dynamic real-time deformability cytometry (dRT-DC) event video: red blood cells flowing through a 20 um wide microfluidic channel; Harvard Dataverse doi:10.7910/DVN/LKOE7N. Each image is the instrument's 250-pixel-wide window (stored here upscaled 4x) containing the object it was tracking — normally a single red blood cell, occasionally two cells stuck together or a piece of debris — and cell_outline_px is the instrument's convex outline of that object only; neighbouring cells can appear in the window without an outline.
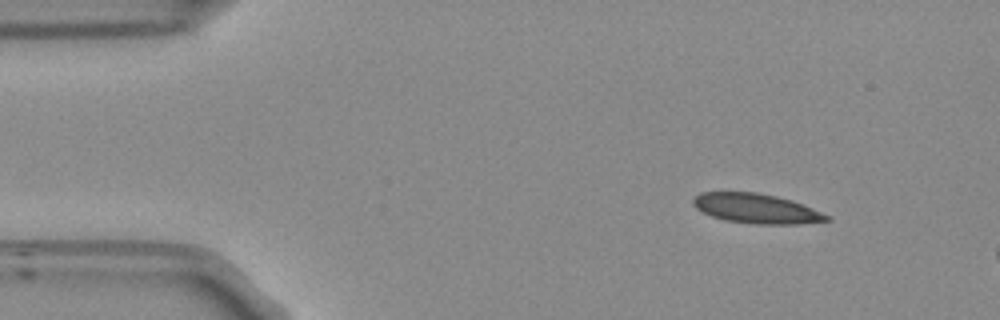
{"species": "Egyptian fruit bat (a non-hibernating species)", "species_latin": "Rousettus aegyptiacus", "temperature_condition": "room temperature", "stored_images_in_passage": 47, "camera_frame_rate_fps": 3000, "um_per_image_px": 0.085, "frame": {"image": 1, "passage_image": 1, "time_ms": 0.0, "image_size_px": [1000, 320], "cell_outline_px": [[832, 220], [800, 224], [756, 224], [724, 220], [712, 216], [696, 208], [692, 204], [692, 200], [700, 192], [756, 192], [776, 196], [792, 200], [812, 208], [828, 216]], "centroid_in_image_um": [64.27, 17.72], "position_along_channel_um": 20.7, "area_um2": 23.0}}
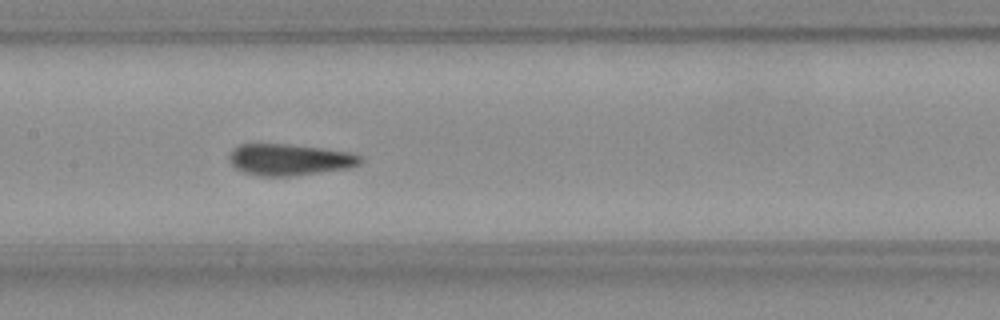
{"frame": {"image": 2, "passage_image": 20, "time_ms": 6.333, "image_size_px": [1000, 320], "cell_outline_px": [[364, 160], [360, 164], [348, 168], [292, 176], [260, 176], [244, 172], [236, 168], [228, 160], [228, 156], [232, 148], [236, 144], [288, 144], [320, 148], [348, 152], [360, 156]], "centroid_in_image_um": [24.56, 13.56], "position_along_channel_um": 182.8, "area_um2": 24.04}}
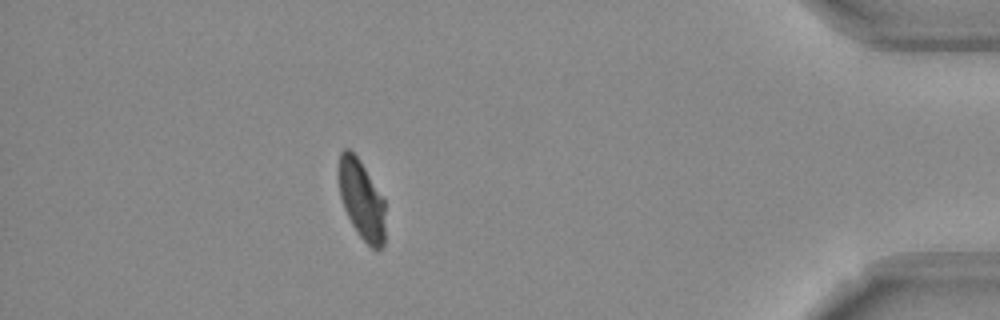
{"frame": {"image": 3, "passage_image": 42, "time_ms": 13.667, "image_size_px": [1000, 320], "cell_outline_px": [[384, 244], [380, 248], [372, 248], [360, 236], [352, 224], [344, 208], [340, 196], [340, 152], [344, 148], [348, 148], [356, 156], [384, 196]], "centroid_in_image_um": [30.76, 16.98], "position_along_channel_um": 404.4, "area_um2": 21.04}}